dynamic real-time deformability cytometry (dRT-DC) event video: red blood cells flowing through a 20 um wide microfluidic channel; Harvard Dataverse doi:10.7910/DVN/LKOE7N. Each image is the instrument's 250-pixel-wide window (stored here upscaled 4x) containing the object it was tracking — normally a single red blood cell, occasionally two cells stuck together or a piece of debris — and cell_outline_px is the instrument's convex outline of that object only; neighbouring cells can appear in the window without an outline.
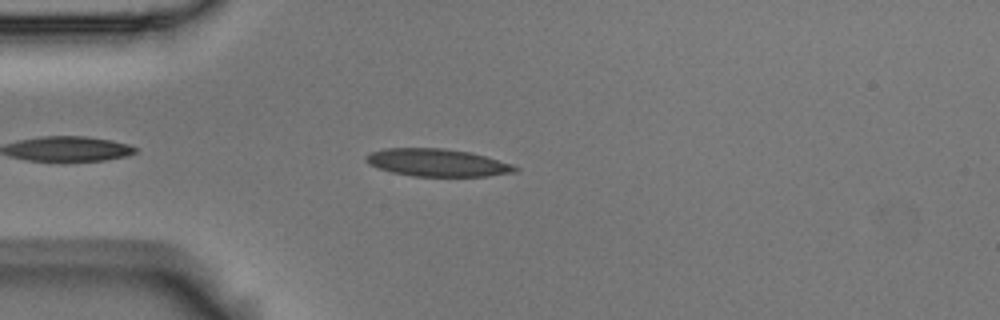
{"species": "Egyptian fruit bat (a non-hibernating species)", "species_latin": "Rousettus aegyptiacus", "temperature_condition": "room temperature", "stored_images_in_passage": 30, "camera_frame_rate_fps": 3000, "um_per_image_px": 0.085, "animal": {"sex": "male"}, "frame": {"image": 1, "passage_image": 5, "time_ms": 1.333, "image_size_px": [1000, 320], "cell_outline_px": [[520, 168], [516, 172], [488, 176], [412, 176], [392, 172], [368, 164], [364, 160], [364, 156], [372, 152], [384, 148], [444, 148], [472, 152], [512, 164]], "centroid_in_image_um": [37.18, 13.82], "position_along_channel_um": 47.8, "area_um2": 24.04}}
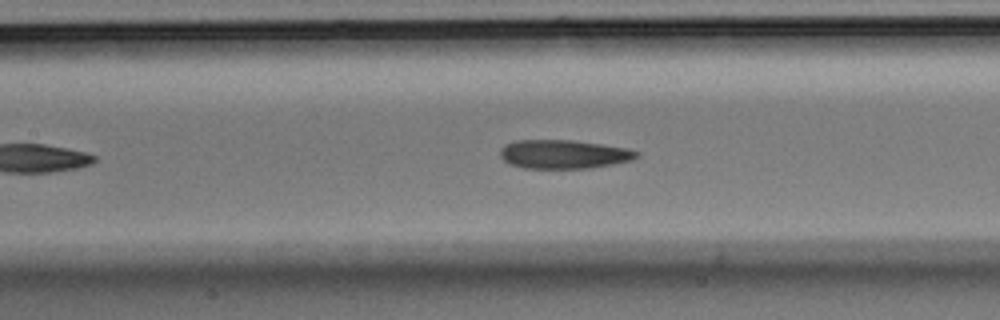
{"frame": {"image": 2, "passage_image": 15, "time_ms": 4.667, "image_size_px": [1000, 320], "cell_outline_px": [[640, 156], [632, 160], [592, 168], [524, 168], [508, 164], [500, 156], [500, 148], [504, 144], [516, 140], [572, 140], [628, 148], [640, 152]], "centroid_in_image_um": [47.91, 13.11], "position_along_channel_um": 159.5, "area_um2": 23.06}}
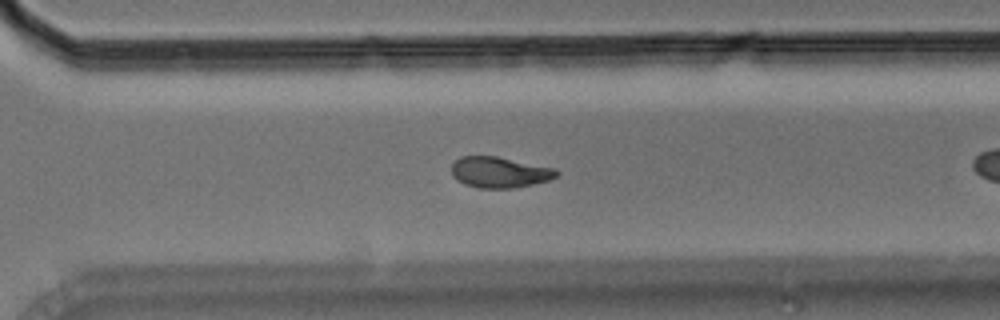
{"frame": {"image": 3, "passage_image": 25, "time_ms": 8.0, "image_size_px": [1000, 320], "cell_outline_px": [[560, 172], [556, 176], [548, 180], [532, 184], [512, 188], [480, 188], [464, 184], [456, 180], [452, 176], [452, 164], [460, 156], [496, 156], [556, 168]], "centroid_in_image_um": [42.45, 14.64], "position_along_channel_um": 328.2, "area_um2": 18.9}}